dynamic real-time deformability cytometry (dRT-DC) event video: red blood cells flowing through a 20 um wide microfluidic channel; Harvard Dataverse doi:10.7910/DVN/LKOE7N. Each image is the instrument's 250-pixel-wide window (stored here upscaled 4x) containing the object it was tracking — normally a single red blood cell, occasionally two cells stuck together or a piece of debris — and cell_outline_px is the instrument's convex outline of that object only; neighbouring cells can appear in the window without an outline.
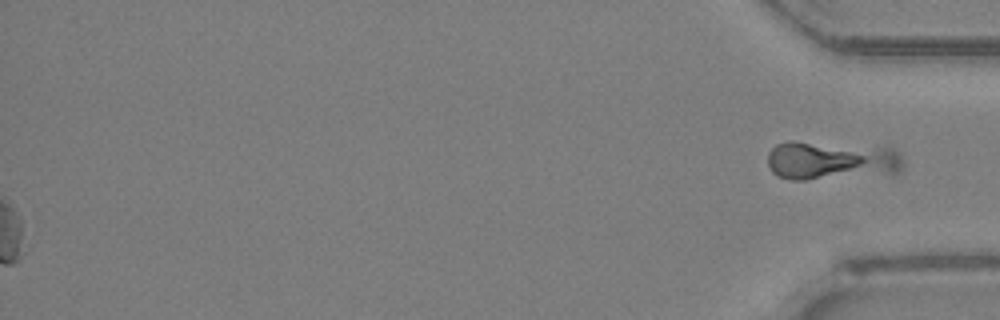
{"species": "Egyptian fruit bat (a non-hibernating species)", "species_latin": "Rousettus aegyptiacus", "temperature_condition": "room temperature", "stored_images_in_passage": 47, "segment_of_instrument_passage": [2, 2], "camera_frame_rate_fps": 3000, "um_per_image_px": 0.085, "animal": {"sex": "female"}, "frame": {"image": 1, "passage_image": 47, "time_ms": 15.333, "image_size_px": [1000, 320], "cell_outline_px": [[904, 164], [900, 172], [896, 176], [804, 180], [792, 180], [776, 176], [772, 172], [768, 164], [768, 152], [776, 144], [788, 140], [792, 140], [892, 148], [904, 160]], "centroid_in_image_um": [70.72, 13.68], "position_along_channel_um": 364.5, "area_um2": 31.96}}